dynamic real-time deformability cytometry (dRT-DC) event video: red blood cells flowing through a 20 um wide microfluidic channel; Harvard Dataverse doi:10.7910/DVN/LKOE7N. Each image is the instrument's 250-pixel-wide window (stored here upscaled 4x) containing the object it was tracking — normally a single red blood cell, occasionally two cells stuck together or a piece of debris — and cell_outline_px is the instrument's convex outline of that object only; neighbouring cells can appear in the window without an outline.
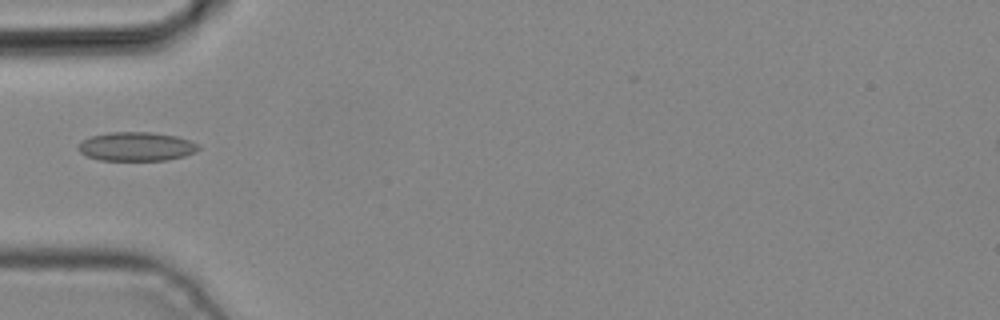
{"species": "common noctule bat (a hibernating species)", "species_latin": "Nyctalus noctula", "temperature_condition": "cold", "stored_images_in_passage": 4, "camera_frame_rate_fps": 3000, "um_per_image_px": 0.085, "animal": {"sex": "male", "body_mass_g": 19.2, "forearm_length_mm": 51.8}, "frame": {"image": 1, "passage_image": 4, "time_ms": 1.0, "image_size_px": [1000, 320], "cell_outline_px": [[200, 148], [196, 152], [184, 156], [164, 160], [100, 160], [88, 156], [80, 152], [76, 144], [92, 136], [108, 132], [152, 132], [176, 136], [188, 140], [196, 144]], "centroid_in_image_um": [11.57, 12.45], "position_along_channel_um": 73.4, "area_um2": 20.11}}